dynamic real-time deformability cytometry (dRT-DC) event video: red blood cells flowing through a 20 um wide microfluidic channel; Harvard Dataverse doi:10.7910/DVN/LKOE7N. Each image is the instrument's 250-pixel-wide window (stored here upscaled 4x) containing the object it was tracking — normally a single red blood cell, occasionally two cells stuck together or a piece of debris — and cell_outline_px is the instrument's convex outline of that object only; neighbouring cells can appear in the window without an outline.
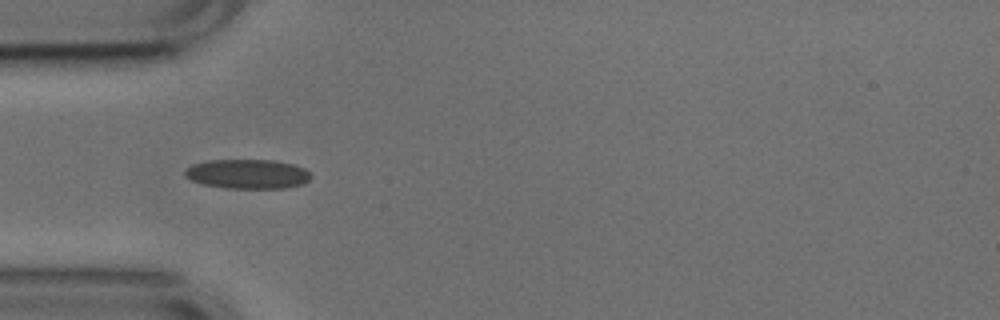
{"species": "common noctule bat (a hibernating species)", "species_latin": "Nyctalus noctula", "temperature_condition": "cold", "stored_images_in_passage": 38, "camera_frame_rate_fps": 3000, "um_per_image_px": 0.085, "animal": {"sex": "male", "body_mass_g": 17.9, "forearm_length_mm": 54.2}, "frame": {"image": 1, "passage_image": 1, "time_ms": 0.0, "image_size_px": [1000, 320], "cell_outline_px": [[312, 176], [308, 180], [300, 184], [288, 188], [224, 188], [204, 184], [192, 180], [184, 176], [184, 172], [192, 164], [208, 160], [276, 160], [292, 164], [304, 168]], "centroid_in_image_um": [21.04, 14.78], "position_along_channel_um": 64.0, "area_um2": 21.56}}
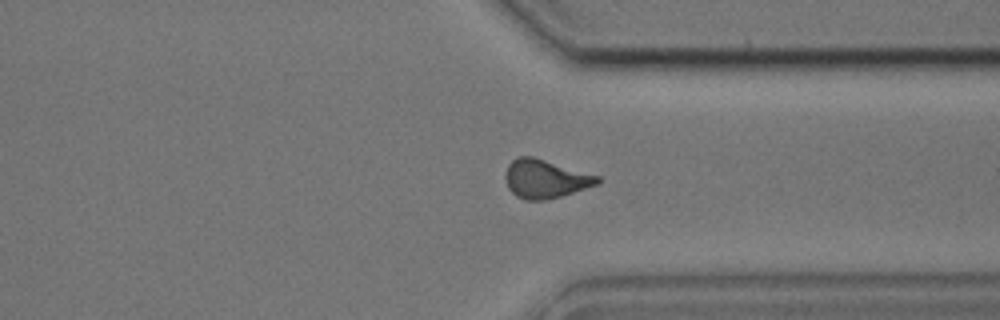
{"frame": {"image": 2, "passage_image": 25, "time_ms": 8.0, "image_size_px": [1000, 320], "cell_outline_px": [[604, 180], [600, 184], [560, 196], [544, 200], [524, 200], [516, 196], [508, 188], [504, 176], [508, 164], [516, 156], [532, 156], [600, 176]], "centroid_in_image_um": [46.36, 15.2], "position_along_channel_um": 365.0, "area_um2": 20.87}}
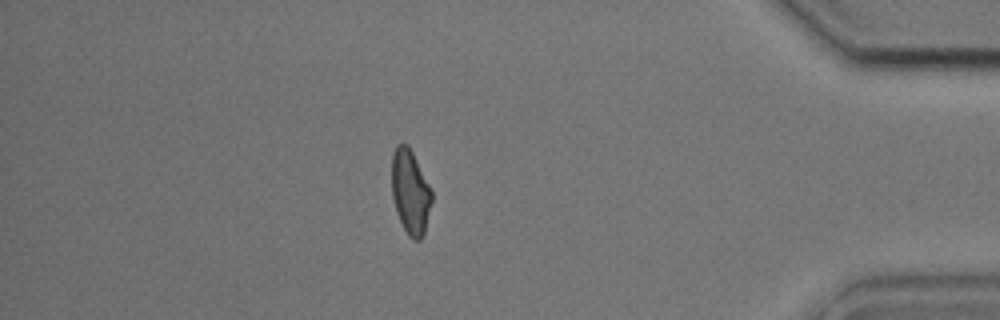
{"frame": {"image": 3, "passage_image": 31, "time_ms": 10.0, "image_size_px": [1000, 320], "cell_outline_px": [[432, 200], [424, 232], [420, 240], [412, 240], [408, 236], [396, 212], [392, 196], [392, 156], [396, 144], [408, 144], [432, 192]], "centroid_in_image_um": [34.86, 16.32], "position_along_channel_um": 400.3, "area_um2": 19.42}, "authors_computed_cell_mechanics": {"area_um2": 20.4323, "velocity_mm_per_s": 3.7669, "shape_relaxation_time_tau1_ms": 4.1781, "shape_relaxation_time_tau2_ms": 1.3157, "deformation_change_tau1": 0.118, "deformation_change_tau2": 0.0719}}